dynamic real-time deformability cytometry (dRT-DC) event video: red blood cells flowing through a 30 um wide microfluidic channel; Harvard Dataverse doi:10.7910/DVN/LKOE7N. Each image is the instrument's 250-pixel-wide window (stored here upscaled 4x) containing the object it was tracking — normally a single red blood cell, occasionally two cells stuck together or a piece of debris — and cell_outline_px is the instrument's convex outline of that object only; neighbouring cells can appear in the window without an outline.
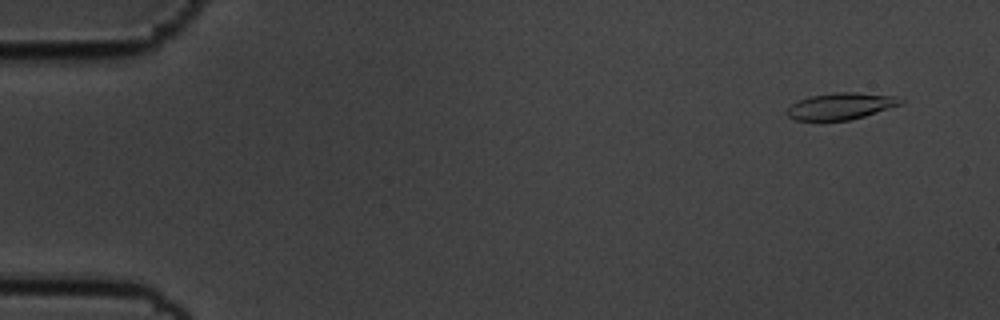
{"species": "common noctule bat (a hibernating species)", "species_latin": "Nyctalus noctula", "temperature_condition": "cold", "stored_images_in_passage": 13, "camera_frame_rate_fps": 3000, "um_per_image_px": 0.085, "animal": {"sex": "male", "body_mass_g": 19.5, "forearm_length_mm": 54.6}, "frame": {"image": 1, "passage_image": 1, "time_ms": 0.0, "image_size_px": [1000, 320], "cell_outline_px": [[904, 104], [864, 116], [848, 120], [796, 120], [788, 116], [784, 112], [792, 104], [800, 100], [812, 96], [836, 92], [856, 92], [896, 96], [904, 100]], "centroid_in_image_um": [71.51, 9.02], "position_along_channel_um": 13.5, "area_um2": 17.57}}